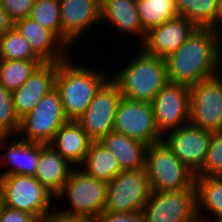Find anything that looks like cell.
Segmentation results:
<instances>
[{"instance_id":"10","label":"cell","mask_w":222,"mask_h":222,"mask_svg":"<svg viewBox=\"0 0 222 222\" xmlns=\"http://www.w3.org/2000/svg\"><path fill=\"white\" fill-rule=\"evenodd\" d=\"M122 95L117 83L109 78L97 90L84 114L76 121L92 141H100L113 131L114 119Z\"/></svg>"},{"instance_id":"18","label":"cell","mask_w":222,"mask_h":222,"mask_svg":"<svg viewBox=\"0 0 222 222\" xmlns=\"http://www.w3.org/2000/svg\"><path fill=\"white\" fill-rule=\"evenodd\" d=\"M14 27L44 62H61L70 56L67 55V48L49 30L32 18L16 20Z\"/></svg>"},{"instance_id":"2","label":"cell","mask_w":222,"mask_h":222,"mask_svg":"<svg viewBox=\"0 0 222 222\" xmlns=\"http://www.w3.org/2000/svg\"><path fill=\"white\" fill-rule=\"evenodd\" d=\"M68 59L67 57L58 64L55 89L60 94L66 118L76 121L84 114L108 77L106 71H93L91 68L75 65Z\"/></svg>"},{"instance_id":"5","label":"cell","mask_w":222,"mask_h":222,"mask_svg":"<svg viewBox=\"0 0 222 222\" xmlns=\"http://www.w3.org/2000/svg\"><path fill=\"white\" fill-rule=\"evenodd\" d=\"M0 195L4 206L30 213L39 221L52 211L50 205L54 196L34 176L0 177Z\"/></svg>"},{"instance_id":"21","label":"cell","mask_w":222,"mask_h":222,"mask_svg":"<svg viewBox=\"0 0 222 222\" xmlns=\"http://www.w3.org/2000/svg\"><path fill=\"white\" fill-rule=\"evenodd\" d=\"M100 142L116 157L121 171L145 169V143L114 131L105 135Z\"/></svg>"},{"instance_id":"14","label":"cell","mask_w":222,"mask_h":222,"mask_svg":"<svg viewBox=\"0 0 222 222\" xmlns=\"http://www.w3.org/2000/svg\"><path fill=\"white\" fill-rule=\"evenodd\" d=\"M189 103L190 91L186 85L168 82L156 94L152 107L156 128L162 136L188 123Z\"/></svg>"},{"instance_id":"35","label":"cell","mask_w":222,"mask_h":222,"mask_svg":"<svg viewBox=\"0 0 222 222\" xmlns=\"http://www.w3.org/2000/svg\"><path fill=\"white\" fill-rule=\"evenodd\" d=\"M0 222H40L34 215L3 206Z\"/></svg>"},{"instance_id":"33","label":"cell","mask_w":222,"mask_h":222,"mask_svg":"<svg viewBox=\"0 0 222 222\" xmlns=\"http://www.w3.org/2000/svg\"><path fill=\"white\" fill-rule=\"evenodd\" d=\"M35 0H2L1 6L9 18L16 20L29 17Z\"/></svg>"},{"instance_id":"11","label":"cell","mask_w":222,"mask_h":222,"mask_svg":"<svg viewBox=\"0 0 222 222\" xmlns=\"http://www.w3.org/2000/svg\"><path fill=\"white\" fill-rule=\"evenodd\" d=\"M142 215L143 222H195L196 188L151 192Z\"/></svg>"},{"instance_id":"38","label":"cell","mask_w":222,"mask_h":222,"mask_svg":"<svg viewBox=\"0 0 222 222\" xmlns=\"http://www.w3.org/2000/svg\"><path fill=\"white\" fill-rule=\"evenodd\" d=\"M217 22L222 23V0H217Z\"/></svg>"},{"instance_id":"36","label":"cell","mask_w":222,"mask_h":222,"mask_svg":"<svg viewBox=\"0 0 222 222\" xmlns=\"http://www.w3.org/2000/svg\"><path fill=\"white\" fill-rule=\"evenodd\" d=\"M40 222H95V220L88 216L71 215L61 210H55L51 211Z\"/></svg>"},{"instance_id":"3","label":"cell","mask_w":222,"mask_h":222,"mask_svg":"<svg viewBox=\"0 0 222 222\" xmlns=\"http://www.w3.org/2000/svg\"><path fill=\"white\" fill-rule=\"evenodd\" d=\"M136 55L112 79L117 83L122 98L152 103L156 94L169 82L166 61L143 49Z\"/></svg>"},{"instance_id":"25","label":"cell","mask_w":222,"mask_h":222,"mask_svg":"<svg viewBox=\"0 0 222 222\" xmlns=\"http://www.w3.org/2000/svg\"><path fill=\"white\" fill-rule=\"evenodd\" d=\"M196 215L201 219V209H207L214 219H222V176H195Z\"/></svg>"},{"instance_id":"6","label":"cell","mask_w":222,"mask_h":222,"mask_svg":"<svg viewBox=\"0 0 222 222\" xmlns=\"http://www.w3.org/2000/svg\"><path fill=\"white\" fill-rule=\"evenodd\" d=\"M107 183L88 176L83 170L74 168L57 198H66L69 207L63 212L71 215L88 216L94 220L106 205Z\"/></svg>"},{"instance_id":"37","label":"cell","mask_w":222,"mask_h":222,"mask_svg":"<svg viewBox=\"0 0 222 222\" xmlns=\"http://www.w3.org/2000/svg\"><path fill=\"white\" fill-rule=\"evenodd\" d=\"M14 26V22L9 18L8 14L3 10L0 4V37Z\"/></svg>"},{"instance_id":"20","label":"cell","mask_w":222,"mask_h":222,"mask_svg":"<svg viewBox=\"0 0 222 222\" xmlns=\"http://www.w3.org/2000/svg\"><path fill=\"white\" fill-rule=\"evenodd\" d=\"M91 142L77 121L68 120L55 133L50 145L76 168L83 164Z\"/></svg>"},{"instance_id":"9","label":"cell","mask_w":222,"mask_h":222,"mask_svg":"<svg viewBox=\"0 0 222 222\" xmlns=\"http://www.w3.org/2000/svg\"><path fill=\"white\" fill-rule=\"evenodd\" d=\"M188 123L206 131H222V77L205 79L191 87Z\"/></svg>"},{"instance_id":"40","label":"cell","mask_w":222,"mask_h":222,"mask_svg":"<svg viewBox=\"0 0 222 222\" xmlns=\"http://www.w3.org/2000/svg\"><path fill=\"white\" fill-rule=\"evenodd\" d=\"M3 201H2V198H1V195H0V216H1V212H2V209H3Z\"/></svg>"},{"instance_id":"17","label":"cell","mask_w":222,"mask_h":222,"mask_svg":"<svg viewBox=\"0 0 222 222\" xmlns=\"http://www.w3.org/2000/svg\"><path fill=\"white\" fill-rule=\"evenodd\" d=\"M196 27L184 17L177 16L150 29L140 44L146 53L166 58L176 51L195 31Z\"/></svg>"},{"instance_id":"16","label":"cell","mask_w":222,"mask_h":222,"mask_svg":"<svg viewBox=\"0 0 222 222\" xmlns=\"http://www.w3.org/2000/svg\"><path fill=\"white\" fill-rule=\"evenodd\" d=\"M60 62H45L39 65L17 90L12 92L14 110L23 118L36 104L55 89L57 68Z\"/></svg>"},{"instance_id":"31","label":"cell","mask_w":222,"mask_h":222,"mask_svg":"<svg viewBox=\"0 0 222 222\" xmlns=\"http://www.w3.org/2000/svg\"><path fill=\"white\" fill-rule=\"evenodd\" d=\"M19 127L20 119L14 110L12 92L0 85V148L6 146L4 142L9 136L18 134Z\"/></svg>"},{"instance_id":"26","label":"cell","mask_w":222,"mask_h":222,"mask_svg":"<svg viewBox=\"0 0 222 222\" xmlns=\"http://www.w3.org/2000/svg\"><path fill=\"white\" fill-rule=\"evenodd\" d=\"M178 16L199 29H218L217 0H175Z\"/></svg>"},{"instance_id":"23","label":"cell","mask_w":222,"mask_h":222,"mask_svg":"<svg viewBox=\"0 0 222 222\" xmlns=\"http://www.w3.org/2000/svg\"><path fill=\"white\" fill-rule=\"evenodd\" d=\"M10 143L12 144L5 147V153L0 154L5 163H7L6 165H9V169L2 172L0 177L11 174L35 176L41 144L27 142L23 139L18 140V138H14L13 142Z\"/></svg>"},{"instance_id":"19","label":"cell","mask_w":222,"mask_h":222,"mask_svg":"<svg viewBox=\"0 0 222 222\" xmlns=\"http://www.w3.org/2000/svg\"><path fill=\"white\" fill-rule=\"evenodd\" d=\"M75 167L64 159L50 144H41L35 178L55 198L63 190Z\"/></svg>"},{"instance_id":"27","label":"cell","mask_w":222,"mask_h":222,"mask_svg":"<svg viewBox=\"0 0 222 222\" xmlns=\"http://www.w3.org/2000/svg\"><path fill=\"white\" fill-rule=\"evenodd\" d=\"M137 10L145 33L178 16L175 0H137Z\"/></svg>"},{"instance_id":"29","label":"cell","mask_w":222,"mask_h":222,"mask_svg":"<svg viewBox=\"0 0 222 222\" xmlns=\"http://www.w3.org/2000/svg\"><path fill=\"white\" fill-rule=\"evenodd\" d=\"M0 59L43 61L14 26L0 37Z\"/></svg>"},{"instance_id":"32","label":"cell","mask_w":222,"mask_h":222,"mask_svg":"<svg viewBox=\"0 0 222 222\" xmlns=\"http://www.w3.org/2000/svg\"><path fill=\"white\" fill-rule=\"evenodd\" d=\"M196 176H222V131L212 133L206 162Z\"/></svg>"},{"instance_id":"30","label":"cell","mask_w":222,"mask_h":222,"mask_svg":"<svg viewBox=\"0 0 222 222\" xmlns=\"http://www.w3.org/2000/svg\"><path fill=\"white\" fill-rule=\"evenodd\" d=\"M29 17L49 30L63 44L59 0H35Z\"/></svg>"},{"instance_id":"8","label":"cell","mask_w":222,"mask_h":222,"mask_svg":"<svg viewBox=\"0 0 222 222\" xmlns=\"http://www.w3.org/2000/svg\"><path fill=\"white\" fill-rule=\"evenodd\" d=\"M68 121L59 92L54 89L20 119L18 133L27 142L50 144L58 129Z\"/></svg>"},{"instance_id":"24","label":"cell","mask_w":222,"mask_h":222,"mask_svg":"<svg viewBox=\"0 0 222 222\" xmlns=\"http://www.w3.org/2000/svg\"><path fill=\"white\" fill-rule=\"evenodd\" d=\"M79 168L88 176L106 183L121 172L116 157L100 141L91 142L86 158Z\"/></svg>"},{"instance_id":"13","label":"cell","mask_w":222,"mask_h":222,"mask_svg":"<svg viewBox=\"0 0 222 222\" xmlns=\"http://www.w3.org/2000/svg\"><path fill=\"white\" fill-rule=\"evenodd\" d=\"M165 136L162 139L165 144L196 176L206 162L212 132L187 123L167 132Z\"/></svg>"},{"instance_id":"39","label":"cell","mask_w":222,"mask_h":222,"mask_svg":"<svg viewBox=\"0 0 222 222\" xmlns=\"http://www.w3.org/2000/svg\"><path fill=\"white\" fill-rule=\"evenodd\" d=\"M206 217H203L202 216V218L200 219V218H197V222H210V221H208L207 219L208 218H206ZM205 219V220H204ZM211 222H222V219H213Z\"/></svg>"},{"instance_id":"4","label":"cell","mask_w":222,"mask_h":222,"mask_svg":"<svg viewBox=\"0 0 222 222\" xmlns=\"http://www.w3.org/2000/svg\"><path fill=\"white\" fill-rule=\"evenodd\" d=\"M145 171L151 192L180 191L195 187V175L163 140L147 146Z\"/></svg>"},{"instance_id":"1","label":"cell","mask_w":222,"mask_h":222,"mask_svg":"<svg viewBox=\"0 0 222 222\" xmlns=\"http://www.w3.org/2000/svg\"><path fill=\"white\" fill-rule=\"evenodd\" d=\"M219 31L199 29L166 58L169 83L191 87L220 72Z\"/></svg>"},{"instance_id":"12","label":"cell","mask_w":222,"mask_h":222,"mask_svg":"<svg viewBox=\"0 0 222 222\" xmlns=\"http://www.w3.org/2000/svg\"><path fill=\"white\" fill-rule=\"evenodd\" d=\"M113 131L139 140L148 146L163 139L156 128L152 103L125 98L119 102Z\"/></svg>"},{"instance_id":"34","label":"cell","mask_w":222,"mask_h":222,"mask_svg":"<svg viewBox=\"0 0 222 222\" xmlns=\"http://www.w3.org/2000/svg\"><path fill=\"white\" fill-rule=\"evenodd\" d=\"M95 222H143L142 212L109 213L103 212Z\"/></svg>"},{"instance_id":"28","label":"cell","mask_w":222,"mask_h":222,"mask_svg":"<svg viewBox=\"0 0 222 222\" xmlns=\"http://www.w3.org/2000/svg\"><path fill=\"white\" fill-rule=\"evenodd\" d=\"M43 63L45 62L0 59V85L10 92L17 90Z\"/></svg>"},{"instance_id":"15","label":"cell","mask_w":222,"mask_h":222,"mask_svg":"<svg viewBox=\"0 0 222 222\" xmlns=\"http://www.w3.org/2000/svg\"><path fill=\"white\" fill-rule=\"evenodd\" d=\"M63 45L69 49L75 39L101 21V0H59Z\"/></svg>"},{"instance_id":"22","label":"cell","mask_w":222,"mask_h":222,"mask_svg":"<svg viewBox=\"0 0 222 222\" xmlns=\"http://www.w3.org/2000/svg\"><path fill=\"white\" fill-rule=\"evenodd\" d=\"M107 19V20H106ZM101 21H108L121 32L139 35L141 42L146 33L142 29L137 0H101Z\"/></svg>"},{"instance_id":"7","label":"cell","mask_w":222,"mask_h":222,"mask_svg":"<svg viewBox=\"0 0 222 222\" xmlns=\"http://www.w3.org/2000/svg\"><path fill=\"white\" fill-rule=\"evenodd\" d=\"M150 194L145 169L121 171L107 183L106 205L103 212H142Z\"/></svg>"}]
</instances>
